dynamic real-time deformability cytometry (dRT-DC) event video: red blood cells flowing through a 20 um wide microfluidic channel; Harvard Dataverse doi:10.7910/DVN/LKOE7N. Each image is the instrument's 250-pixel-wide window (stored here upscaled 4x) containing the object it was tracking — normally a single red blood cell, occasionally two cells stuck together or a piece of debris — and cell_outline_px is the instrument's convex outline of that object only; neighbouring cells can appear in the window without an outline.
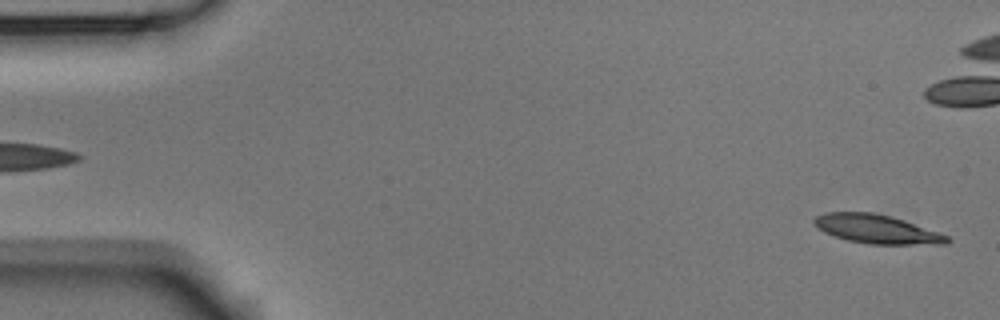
{"species": "Egyptian fruit bat (a non-hibernating species)", "species_latin": "Rousettus aegyptiacus", "temperature_condition": "room temperature", "stored_images_in_passage": 5, "segment_of_instrument_passage": [2, 2], "camera_frame_rate_fps": 3000, "um_per_image_px": 0.085, "animal": {"sex": "male"}, "frame": {"image": 1, "passage_image": 5, "time_ms": 1.333, "image_size_px": [1000, 320], "cell_outline_px": [[952, 240], [948, 244], [868, 244], [848, 240], [824, 232], [812, 220], [816, 216], [824, 212], [872, 212], [904, 220], [948, 236]], "centroid_in_image_um": [74.53, 19.47], "position_along_channel_um": 10.5, "area_um2": 22.02}}